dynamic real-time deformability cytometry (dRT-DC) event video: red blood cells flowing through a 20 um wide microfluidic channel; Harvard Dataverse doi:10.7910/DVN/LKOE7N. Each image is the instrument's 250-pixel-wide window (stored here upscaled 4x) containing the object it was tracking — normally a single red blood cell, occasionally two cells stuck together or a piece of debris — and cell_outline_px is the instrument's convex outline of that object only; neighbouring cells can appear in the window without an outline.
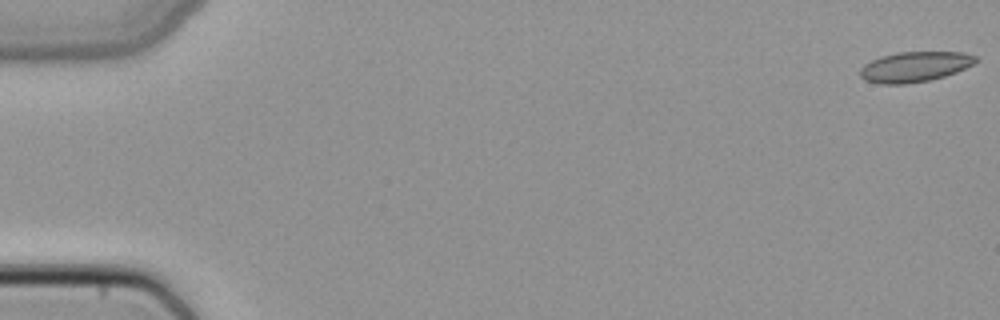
{"species": "common noctule bat (a hibernating species)", "species_latin": "Nyctalus noctula", "temperature_condition": "cold", "stored_images_in_passage": 50, "camera_frame_rate_fps": 3000, "um_per_image_px": 0.085, "animal": {"sex": "female", "body_mass_g": 22.7, "forearm_length_mm": 54.2}, "frame": {"image": 1, "passage_image": 1, "time_ms": 0.0, "image_size_px": [1000, 320], "cell_outline_px": [[976, 60], [972, 64], [956, 72], [944, 76], [928, 80], [904, 84], [880, 84], [864, 80], [860, 76], [860, 68], [864, 64], [880, 56], [896, 52], [964, 52], [976, 56]], "centroid_in_image_um": [77.7, 5.67], "position_along_channel_um": 7.3, "area_um2": 20.29}}
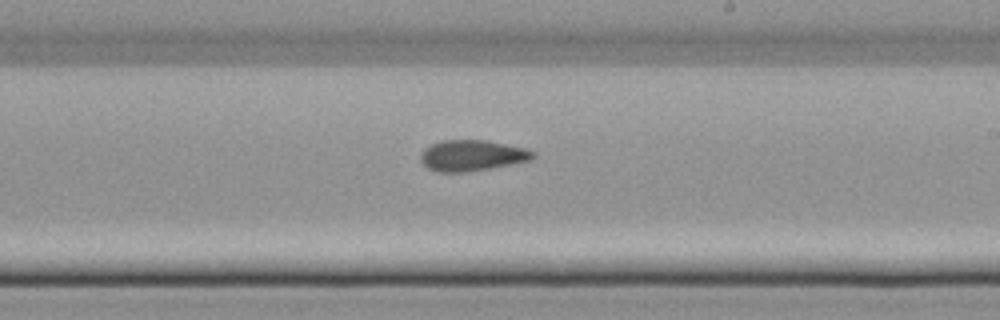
{"frame": {"image": 2, "passage_image": 30, "time_ms": 9.667, "image_size_px": [1000, 320], "cell_outline_px": [[536, 156], [532, 160], [492, 168], [468, 172], [436, 172], [428, 168], [420, 160], [420, 152], [424, 148], [432, 144], [444, 140], [488, 140], [524, 148], [536, 152]], "centroid_in_image_um": [40.13, 13.22], "position_along_channel_um": 248.9, "area_um2": 20.46}}
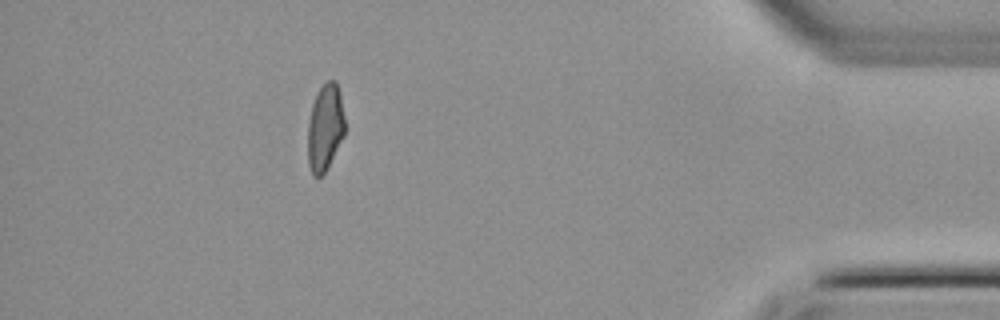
{"frame": {"image": 3, "passage_image": 45, "time_ms": 14.667, "image_size_px": [1000, 320], "cell_outline_px": [[344, 136], [328, 168], [320, 176], [312, 176], [308, 164], [308, 120], [312, 104], [316, 92], [328, 80], [336, 80], [340, 92], [344, 116]], "centroid_in_image_um": [27.63, 10.84], "position_along_channel_um": 407.6, "area_um2": 18.96}}